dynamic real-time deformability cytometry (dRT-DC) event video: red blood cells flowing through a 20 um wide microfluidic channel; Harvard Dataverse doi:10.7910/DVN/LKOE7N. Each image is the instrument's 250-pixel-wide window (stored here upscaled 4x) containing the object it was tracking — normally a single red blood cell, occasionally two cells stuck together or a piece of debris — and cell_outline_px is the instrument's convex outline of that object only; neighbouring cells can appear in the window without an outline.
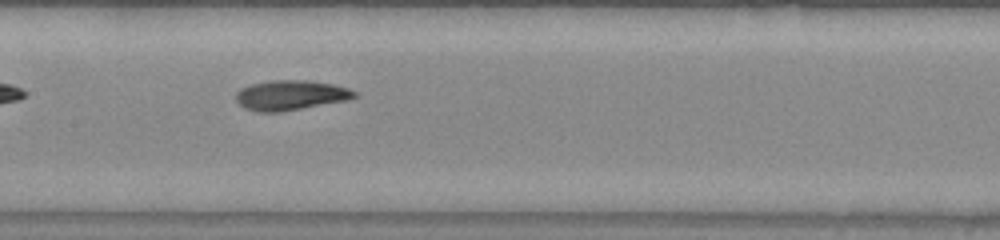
{"species": "common noctule bat (a hibernating species)", "species_latin": "Nyctalus noctula", "temperature_condition": "warm", "stored_images_in_passage": 28, "camera_frame_rate_fps": 3000, "um_per_image_px": 0.085, "animal": {"sex": "male", "body_mass_g": 20.0, "forearm_length_mm": 53.3}, "frame": {"image": 1, "passage_image": 9, "time_ms": 2.667, "image_size_px": [1000, 240], "cell_outline_px": [[356, 96], [348, 100], [280, 112], [256, 112], [244, 108], [236, 100], [236, 92], [240, 88], [252, 84], [272, 80], [308, 80], [332, 84], [348, 88], [356, 92]], "centroid_in_image_um": [24.68, 8.09], "position_along_channel_um": 182.7, "area_um2": 20.63}}